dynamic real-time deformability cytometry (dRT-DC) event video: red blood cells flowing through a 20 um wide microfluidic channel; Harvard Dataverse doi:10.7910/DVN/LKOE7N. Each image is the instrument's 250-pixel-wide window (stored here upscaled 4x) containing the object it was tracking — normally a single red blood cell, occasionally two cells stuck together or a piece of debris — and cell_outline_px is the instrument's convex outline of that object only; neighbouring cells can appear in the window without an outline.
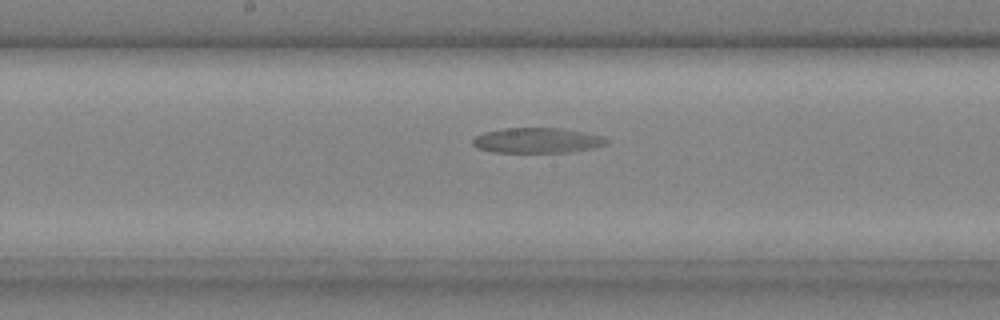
{"species": "common noctule bat (a hibernating species)", "species_latin": "Nyctalus noctula", "temperature_condition": "cold", "stored_images_in_passage": 38, "camera_frame_rate_fps": 3000, "um_per_image_px": 0.085, "animal": {"sex": "male", "body_mass_g": 20.4}, "frame": {"image": 1, "passage_image": 22, "time_ms": 7.0, "image_size_px": [1000, 320], "cell_outline_px": [[608, 140], [604, 144], [592, 148], [572, 152], [492, 152], [476, 148], [472, 144], [472, 140], [476, 136], [484, 132], [504, 128], [560, 128], [604, 136]], "centroid_in_image_um": [45.62, 11.94], "position_along_channel_um": 202.6, "area_um2": 19.59}}
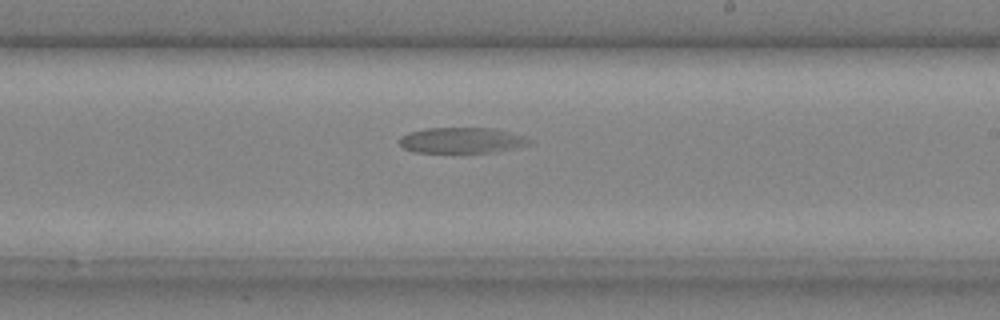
{"frame": {"image": 2, "passage_image": 25, "time_ms": 8.0, "image_size_px": [1000, 320], "cell_outline_px": [[532, 144], [520, 148], [496, 152], [412, 152], [404, 148], [400, 144], [400, 136], [408, 132], [428, 128], [492, 128], [512, 132], [524, 136], [532, 140]], "centroid_in_image_um": [39.32, 11.93], "position_along_channel_um": 249.7, "area_um2": 19.71}}
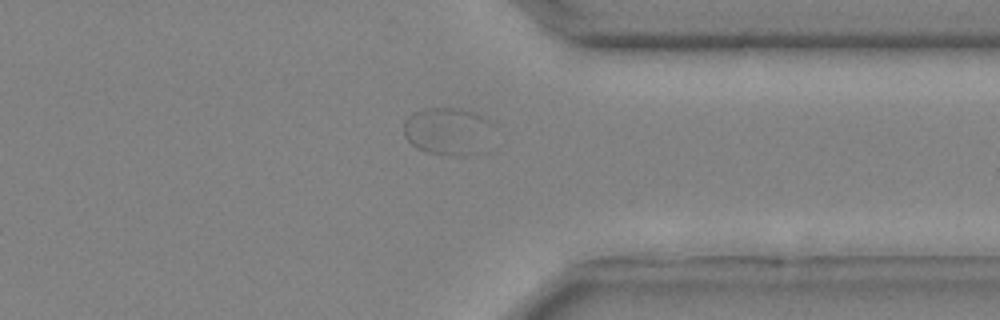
{"frame": {"image": 3, "passage_image": 33, "time_ms": 10.667, "image_size_px": [1000, 320], "cell_outline_px": [[496, 124], [472, 152], [468, 156], [452, 156], [428, 152], [412, 144], [404, 136], [404, 120], [412, 112], [424, 108], [456, 108], [476, 112]], "centroid_in_image_um": [37.97, 11.09], "position_along_channel_um": 373.4, "area_um2": 24.16}}